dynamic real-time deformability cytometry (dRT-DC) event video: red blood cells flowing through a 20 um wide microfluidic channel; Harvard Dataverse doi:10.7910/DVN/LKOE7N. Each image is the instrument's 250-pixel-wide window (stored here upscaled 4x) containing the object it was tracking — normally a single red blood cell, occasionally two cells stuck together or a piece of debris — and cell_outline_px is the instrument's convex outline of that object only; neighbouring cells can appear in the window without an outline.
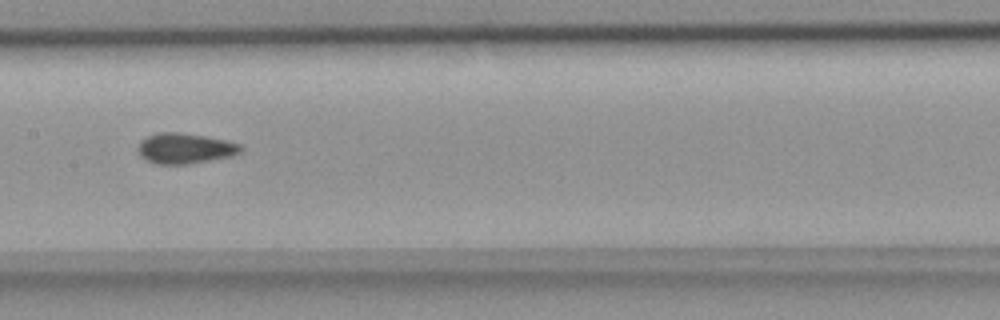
{"species": "common noctule bat (a hibernating species)", "species_latin": "Nyctalus noctula", "temperature_condition": "room temperature", "stored_images_in_passage": 5, "camera_frame_rate_fps": 3000, "um_per_image_px": 0.085, "animal": {"sex": "female", "body_mass_g": 18.4}, "frame": {"image": 1, "passage_image": 4, "time_ms": 1.0, "image_size_px": [1000, 320], "cell_outline_px": [[244, 148], [240, 152], [232, 156], [188, 164], [156, 164], [140, 156], [136, 148], [140, 140], [148, 136], [160, 132], [176, 132], [204, 136], [228, 140], [240, 144]], "centroid_in_image_um": [15.72, 12.61], "position_along_channel_um": 191.7, "area_um2": 18.32}}
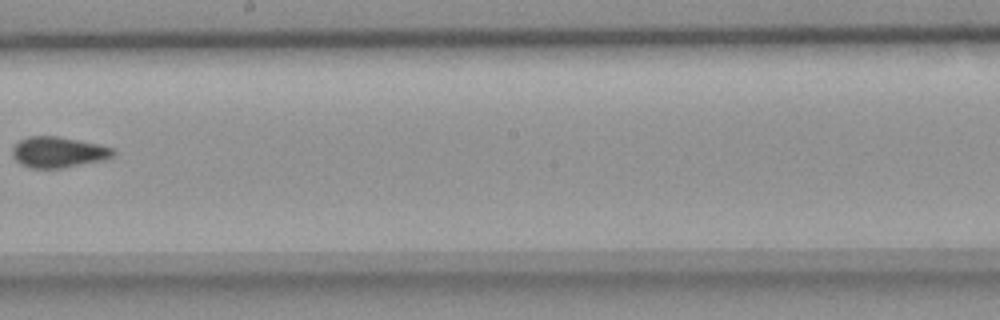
{"frame": {"image": 2, "passage_image": 5, "time_ms": 1.333, "image_size_px": [1000, 320], "cell_outline_px": [[116, 152], [112, 156], [100, 160], [60, 168], [28, 168], [20, 164], [12, 156], [12, 148], [20, 140], [28, 136], [56, 136], [100, 144], [112, 148]], "centroid_in_image_um": [4.9, 12.93], "position_along_channel_um": 243.3, "area_um2": 17.92}}